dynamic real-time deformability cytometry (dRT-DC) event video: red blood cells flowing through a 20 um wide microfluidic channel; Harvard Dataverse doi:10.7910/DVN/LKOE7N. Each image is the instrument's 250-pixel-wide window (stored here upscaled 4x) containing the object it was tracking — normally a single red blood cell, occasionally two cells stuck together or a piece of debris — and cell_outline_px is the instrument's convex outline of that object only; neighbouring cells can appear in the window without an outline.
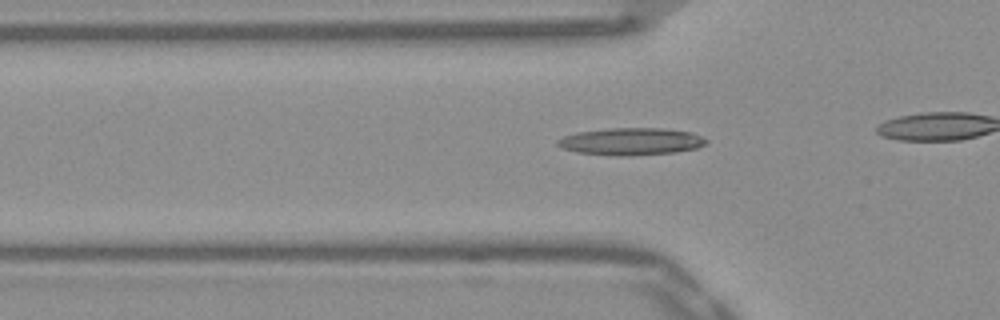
{"species": "Egyptian fruit bat (a non-hibernating species)", "species_latin": "Rousettus aegyptiacus", "temperature_condition": "warm", "stored_images_in_passage": 38, "camera_frame_rate_fps": 3000, "um_per_image_px": 0.085, "frame": {"image": 1, "passage_image": 14, "time_ms": 4.333, "image_size_px": [1000, 320], "cell_outline_px": [[708, 140], [704, 144], [696, 148], [676, 152], [628, 156], [616, 156], [576, 152], [564, 148], [556, 144], [556, 140], [564, 136], [576, 132], [608, 128], [664, 128], [692, 132]], "centroid_in_image_um": [53.62, 12.02], "position_along_channel_um": 72.2, "area_um2": 23.64}}
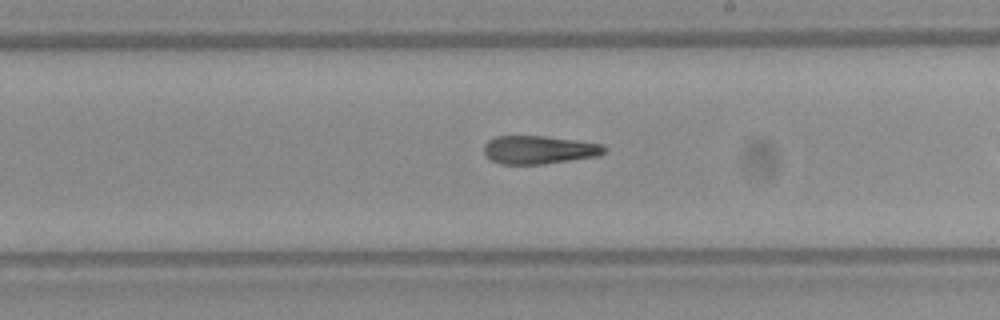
{"frame": {"image": 2, "passage_image": 27, "time_ms": 8.667, "image_size_px": [1000, 320], "cell_outline_px": [[608, 148], [600, 156], [544, 164], [500, 164], [492, 160], [484, 152], [484, 144], [488, 140], [496, 136], [544, 136], [576, 140], [600, 144]], "centroid_in_image_um": [45.83, 12.73], "position_along_channel_um": 243.2, "area_um2": 19.83}}
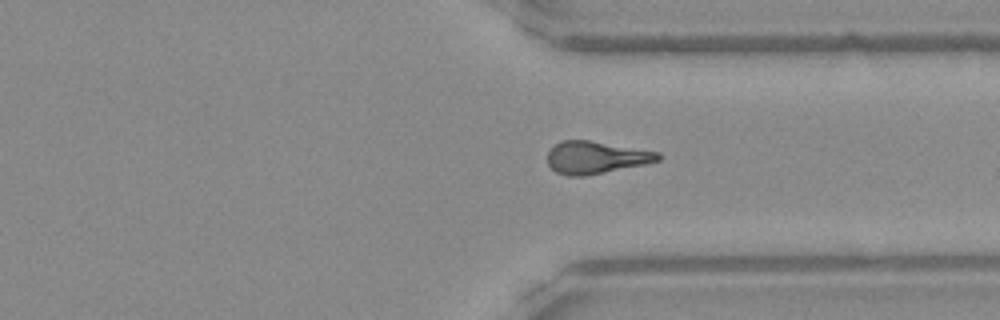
{"frame": {"image": 3, "passage_image": 36, "time_ms": 11.667, "image_size_px": [1000, 320], "cell_outline_px": [[660, 160], [644, 164], [584, 176], [568, 176], [556, 172], [548, 164], [548, 152], [560, 140], [588, 140], [660, 152]], "centroid_in_image_um": [50.63, 13.38], "position_along_channel_um": 360.8, "area_um2": 20.63}}